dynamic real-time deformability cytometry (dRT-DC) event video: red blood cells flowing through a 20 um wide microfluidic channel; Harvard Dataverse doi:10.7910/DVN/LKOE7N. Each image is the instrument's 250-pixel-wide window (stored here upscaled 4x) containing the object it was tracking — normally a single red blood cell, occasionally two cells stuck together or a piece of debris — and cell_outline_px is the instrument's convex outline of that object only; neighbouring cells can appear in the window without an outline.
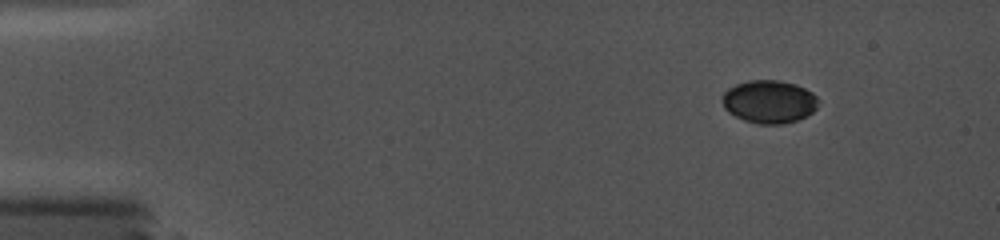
{"species": "common noctule bat (a hibernating species)", "species_latin": "Nyctalus noctula", "temperature_condition": "cold", "stored_images_in_passage": 27, "camera_frame_rate_fps": 5000, "um_per_image_px": 0.085, "animal": {"sex": "female", "body_mass_g": 19.0, "forearm_length_mm": 56.7}, "frame": {"image": 1, "passage_image": 1, "time_ms": 0.0, "image_size_px": [1000, 240], "cell_outline_px": [[816, 108], [812, 112], [796, 120], [784, 124], [756, 124], [744, 120], [728, 112], [724, 108], [724, 92], [728, 88], [736, 84], [748, 80], [780, 80], [796, 84], [812, 92], [816, 96]], "centroid_in_image_um": [65.36, 8.64], "position_along_channel_um": 19.6, "area_um2": 23.87}}
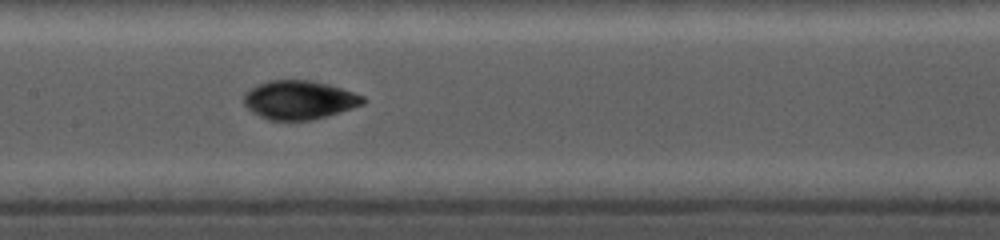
{"frame": {"image": 2, "passage_image": 17, "time_ms": 7.0, "image_size_px": [1000, 240], "cell_outline_px": [[368, 100], [364, 104], [328, 116], [312, 120], [268, 120], [252, 112], [244, 104], [244, 92], [256, 84], [268, 80], [312, 80], [328, 84], [364, 96]], "centroid_in_image_um": [25.43, 8.49], "position_along_channel_um": 182.0, "area_um2": 27.11}}
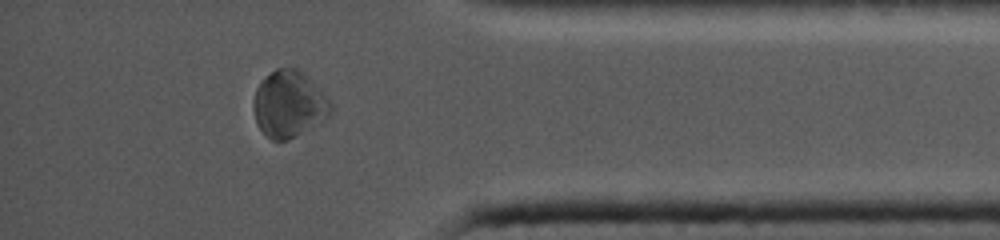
{"frame": {"image": 3, "passage_image": 26, "time_ms": 13.2, "image_size_px": [1000, 240], "cell_outline_px": [[332, 112], [328, 116], [288, 140], [272, 140], [260, 128], [256, 120], [252, 108], [252, 100], [256, 88], [276, 68], [296, 68], [304, 72], [328, 96], [332, 104]], "centroid_in_image_um": [24.57, 8.82], "position_along_channel_um": 410.6, "area_um2": 29.65}}